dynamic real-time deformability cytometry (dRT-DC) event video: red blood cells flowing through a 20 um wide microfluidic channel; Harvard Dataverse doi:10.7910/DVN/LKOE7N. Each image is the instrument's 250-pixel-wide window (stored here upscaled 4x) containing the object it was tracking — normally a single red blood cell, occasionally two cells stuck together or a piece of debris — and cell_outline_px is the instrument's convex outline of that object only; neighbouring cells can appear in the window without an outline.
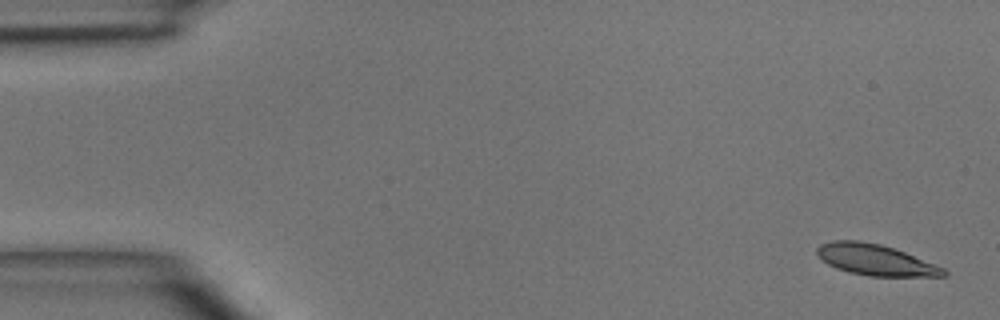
{"species": "common noctule bat (a hibernating species)", "species_latin": "Nyctalus noctula", "temperature_condition": "room temperature", "stored_images_in_passage": 5, "camera_frame_rate_fps": 3000, "um_per_image_px": 0.085, "animal": {"sex": "male", "body_mass_g": 15.6}, "frame": {"image": 1, "passage_image": 1, "time_ms": 0.0, "image_size_px": [1000, 320], "cell_outline_px": [[948, 276], [868, 276], [848, 272], [836, 268], [828, 264], [816, 252], [816, 248], [820, 244], [832, 240], [860, 240], [880, 244], [904, 252], [944, 268], [948, 272]], "centroid_in_image_um": [74.39, 22.09], "position_along_channel_um": 10.6, "area_um2": 22.72}}